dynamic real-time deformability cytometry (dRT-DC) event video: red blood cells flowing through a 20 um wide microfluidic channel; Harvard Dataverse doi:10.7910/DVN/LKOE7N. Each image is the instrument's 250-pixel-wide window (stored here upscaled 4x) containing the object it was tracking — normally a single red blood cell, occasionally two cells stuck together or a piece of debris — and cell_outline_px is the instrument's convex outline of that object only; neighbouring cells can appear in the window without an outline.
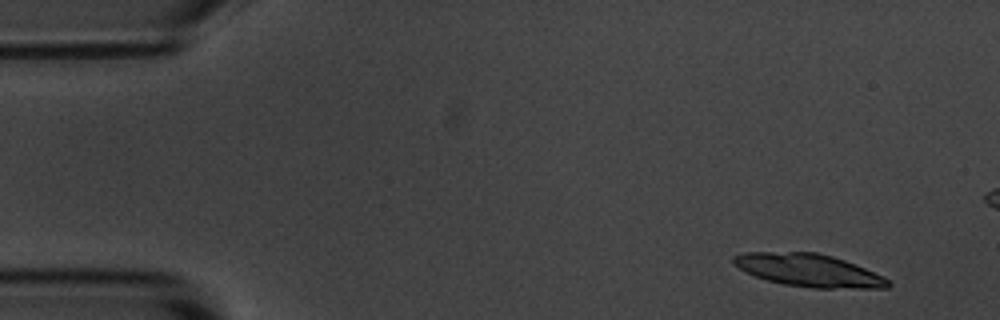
{"species": "common noctule bat (a hibernating species)", "species_latin": "Nyctalus noctula", "temperature_condition": "room temperature", "stored_images_in_passage": 5, "segment_of_instrument_passage": [1, 2], "camera_frame_rate_fps": 3000, "um_per_image_px": 0.085, "animal": {"sex": "male", "body_mass_g": 20.1, "forearm_length_mm": 53.5}, "frame": {"image": 1, "passage_image": 1, "time_ms": 0.0, "image_size_px": [1000, 320], "cell_outline_px": [[892, 284], [888, 288], [812, 288], [784, 284], [768, 280], [744, 272], [732, 264], [732, 256], [744, 252], [816, 252], [832, 256], [844, 260], [884, 276]], "centroid_in_image_um": [68.71, 22.97], "position_along_channel_um": 16.3, "area_um2": 29.48}}